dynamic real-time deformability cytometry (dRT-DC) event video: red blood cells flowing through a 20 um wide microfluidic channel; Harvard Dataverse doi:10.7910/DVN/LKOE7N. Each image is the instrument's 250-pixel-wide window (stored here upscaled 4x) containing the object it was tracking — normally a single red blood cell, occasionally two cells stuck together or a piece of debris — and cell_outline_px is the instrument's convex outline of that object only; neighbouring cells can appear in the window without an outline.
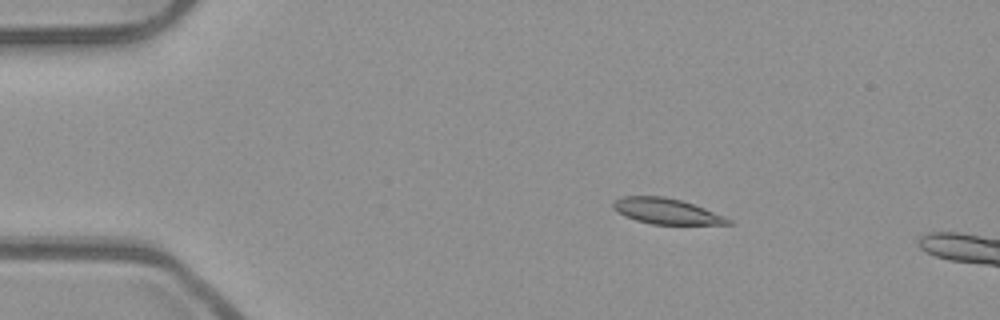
{"species": "common noctule bat (a hibernating species)", "species_latin": "Nyctalus noctula", "temperature_condition": "room temperature", "stored_images_in_passage": 8, "camera_frame_rate_fps": 3000, "um_per_image_px": 0.085, "animal": {"sex": "male", "body_mass_g": 23.1, "forearm_length_mm": 52.7}, "frame": {"image": 1, "passage_image": 1, "time_ms": 0.0, "image_size_px": [1000, 320], "cell_outline_px": [[732, 224], [652, 224], [636, 220], [624, 216], [612, 208], [612, 204], [620, 196], [664, 196], [680, 200], [704, 208], [732, 220]], "centroid_in_image_um": [56.6, 17.95], "position_along_channel_um": 28.4, "area_um2": 16.99}}